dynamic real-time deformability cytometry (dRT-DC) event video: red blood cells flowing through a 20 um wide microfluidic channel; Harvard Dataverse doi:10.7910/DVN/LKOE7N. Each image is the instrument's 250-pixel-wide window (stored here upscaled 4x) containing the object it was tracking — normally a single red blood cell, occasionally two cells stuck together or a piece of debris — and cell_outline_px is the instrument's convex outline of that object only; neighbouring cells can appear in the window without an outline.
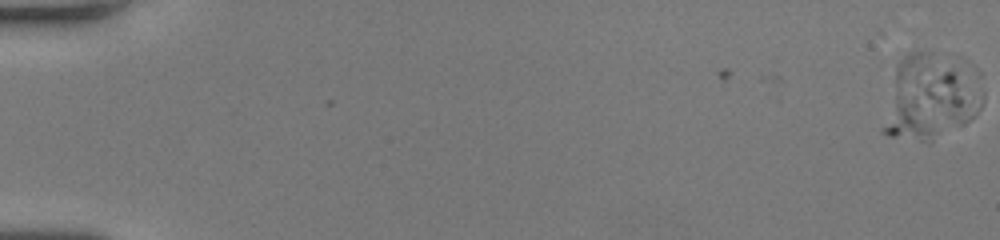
{"species": "human", "species_latin": "Homo sapiens", "temperature_condition": "room temperature", "stored_images_in_passage": 27, "camera_frame_rate_fps": 3000, "um_per_image_px": 0.085, "donor": {"sex": "female"}, "frame": {"image": 1, "passage_image": 1, "time_ms": 0.0, "image_size_px": [1000, 240], "cell_outline_px": [[984, 100], [976, 116], [928, 144], [888, 136], [880, 132], [880, 128], [896, 64], [908, 52], [924, 52], [984, 92]], "centroid_in_image_um": [78.85, 8.51], "position_along_channel_um": 6.1, "area_um2": 46.18}}
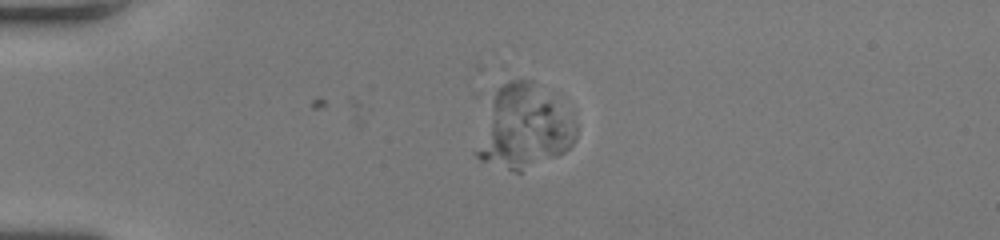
{"frame": {"image": 2, "passage_image": 17, "time_ms": 5.333, "image_size_px": [1000, 240], "cell_outline_px": [[576, 136], [572, 144], [564, 152], [556, 156], [520, 172], [516, 172], [480, 160], [472, 152], [488, 96], [492, 92], [504, 84], [512, 80], [532, 80], [576, 128]], "centroid_in_image_um": [44.34, 10.87], "position_along_channel_um": 40.7, "area_um2": 47.28}}
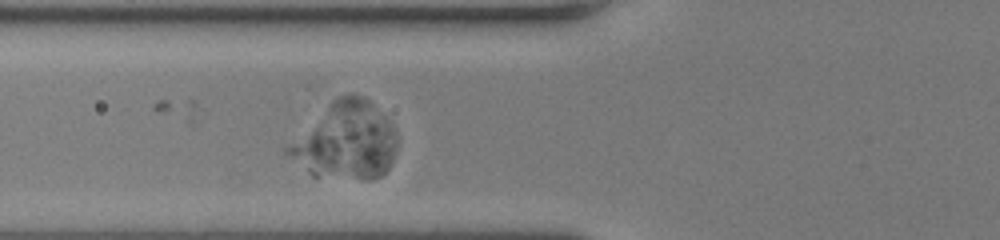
{"frame": {"image": 3, "passage_image": 27, "time_ms": 8.667, "image_size_px": [1000, 240], "cell_outline_px": [[396, 148], [392, 164], [380, 176], [372, 180], [364, 180], [312, 176], [284, 152], [284, 148], [336, 96], [348, 92], [364, 96], [392, 124], [396, 132]], "centroid_in_image_um": [29.39, 11.98], "position_along_channel_um": 96.4, "area_um2": 49.19}}